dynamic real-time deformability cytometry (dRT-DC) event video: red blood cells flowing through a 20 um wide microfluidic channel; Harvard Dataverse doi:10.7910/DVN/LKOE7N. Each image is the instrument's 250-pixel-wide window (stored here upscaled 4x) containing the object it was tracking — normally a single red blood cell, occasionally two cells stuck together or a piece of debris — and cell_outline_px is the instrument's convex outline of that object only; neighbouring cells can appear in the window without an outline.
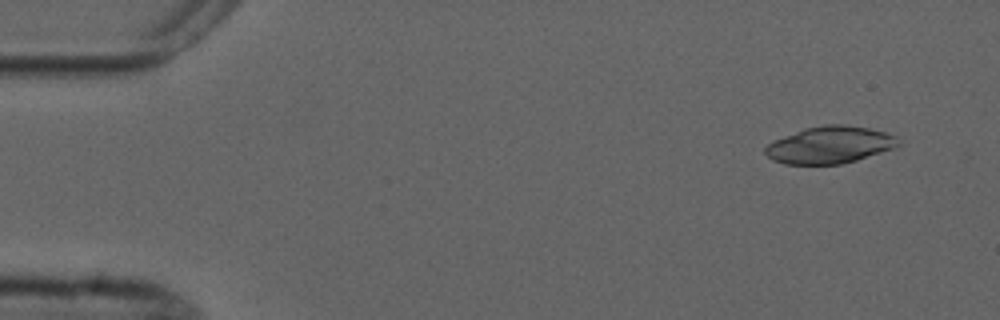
{"species": "common noctule bat (a hibernating species)", "species_latin": "Nyctalus noctula", "temperature_condition": "cold", "stored_images_in_passage": 2, "camera_frame_rate_fps": 3000, "um_per_image_px": 0.085, "animal": {"sex": "male", "forearm_length_mm": 52.5}, "frame": {"image": 1, "passage_image": 2, "time_ms": 1.333, "image_size_px": [1000, 320], "cell_outline_px": [[900, 144], [896, 148], [856, 160], [840, 164], [784, 164], [772, 160], [764, 152], [764, 148], [772, 140], [804, 128], [824, 124], [844, 124], [868, 128], [884, 132], [896, 136], [900, 140]], "centroid_in_image_um": [70.53, 12.31], "position_along_channel_um": 14.5, "area_um2": 28.96}}